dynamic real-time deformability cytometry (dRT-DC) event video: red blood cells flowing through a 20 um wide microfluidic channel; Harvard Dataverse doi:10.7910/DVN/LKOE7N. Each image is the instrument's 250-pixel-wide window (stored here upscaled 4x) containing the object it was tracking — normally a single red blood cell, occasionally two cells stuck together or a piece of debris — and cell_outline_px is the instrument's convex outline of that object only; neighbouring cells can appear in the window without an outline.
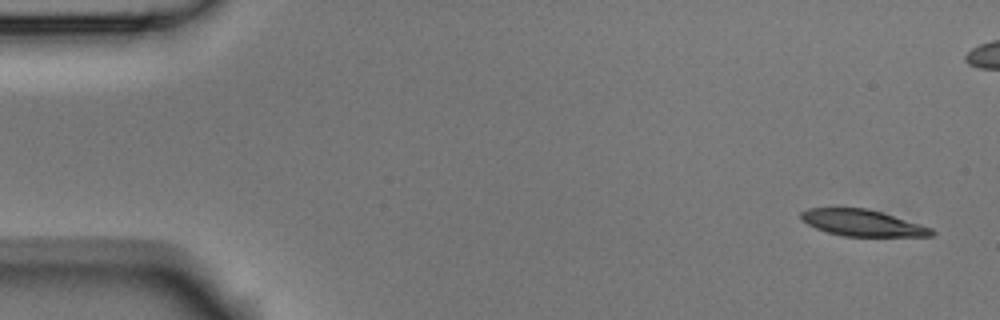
{"species": "Egyptian fruit bat (a non-hibernating species)", "species_latin": "Rousettus aegyptiacus", "temperature_condition": "room temperature", "stored_images_in_passage": 3, "camera_frame_rate_fps": 3000, "um_per_image_px": 0.085, "animal": {"sex": "male"}, "frame": {"image": 1, "passage_image": 1, "time_ms": 0.0, "image_size_px": [1000, 320], "cell_outline_px": [[936, 232], [932, 236], [844, 236], [828, 232], [816, 228], [808, 224], [800, 216], [800, 212], [808, 208], [864, 208], [880, 212], [920, 224], [932, 228]], "centroid_in_image_um": [73.31, 18.95], "position_along_channel_um": 11.7, "area_um2": 19.77}}